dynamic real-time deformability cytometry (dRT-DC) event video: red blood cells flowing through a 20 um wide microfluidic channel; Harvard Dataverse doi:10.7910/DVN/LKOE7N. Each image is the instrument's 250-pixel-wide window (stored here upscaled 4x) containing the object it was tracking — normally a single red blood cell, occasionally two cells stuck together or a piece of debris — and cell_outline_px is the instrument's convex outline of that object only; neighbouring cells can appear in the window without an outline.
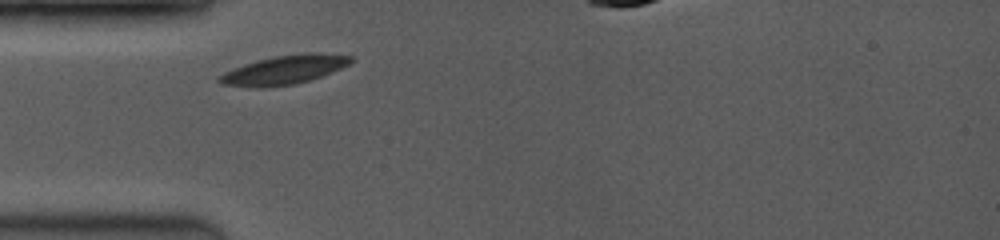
{"species": "common noctule bat (a hibernating species)", "species_latin": "Nyctalus noctula", "temperature_condition": "room temperature", "stored_images_in_passage": 16, "camera_frame_rate_fps": 3500, "um_per_image_px": 0.085, "animal": {"sex": "female", "body_mass_g": 19.0, "forearm_length_mm": 53.3}, "frame": {"image": 1, "passage_image": 1, "time_ms": 0.0, "image_size_px": [1000, 240], "cell_outline_px": [[352, 60], [348, 64], [340, 68], [320, 76], [296, 84], [264, 88], [252, 88], [220, 84], [216, 80], [216, 76], [232, 68], [256, 60], [276, 56], [304, 52], [320, 52], [352, 56]], "centroid_in_image_um": [24.07, 5.94], "position_along_channel_um": 60.9, "area_um2": 22.43}}
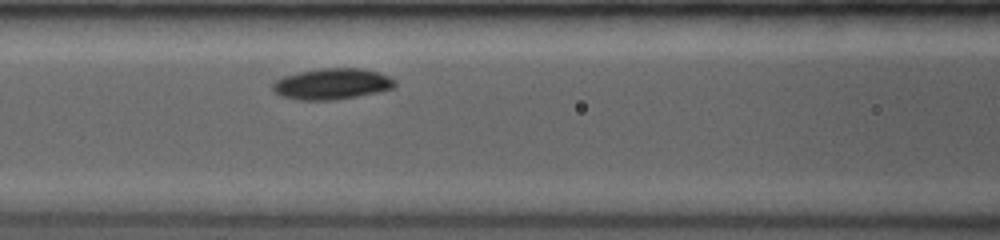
{"frame": {"image": 2, "passage_image": 4, "time_ms": 2.0, "image_size_px": [1000, 240], "cell_outline_px": [[396, 84], [392, 88], [376, 92], [336, 100], [296, 100], [280, 96], [272, 88], [272, 84], [276, 80], [284, 76], [300, 72], [320, 68], [360, 68], [376, 72], [388, 76], [396, 80]], "centroid_in_image_um": [28.19, 7.14], "position_along_channel_um": 138.4, "area_um2": 21.96}}
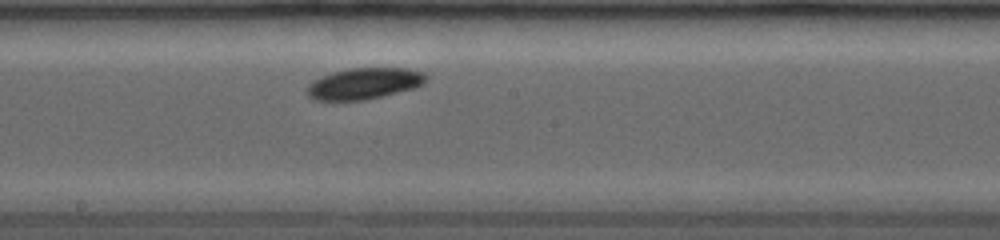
{"frame": {"image": 3, "passage_image": 11, "time_ms": 4.0, "image_size_px": [1000, 240], "cell_outline_px": [[428, 80], [424, 84], [416, 88], [364, 100], [316, 100], [308, 96], [308, 84], [312, 80], [332, 72], [348, 68], [408, 68], [424, 72], [428, 76]], "centroid_in_image_um": [31.0, 7.09], "position_along_channel_um": 217.2, "area_um2": 21.85}}